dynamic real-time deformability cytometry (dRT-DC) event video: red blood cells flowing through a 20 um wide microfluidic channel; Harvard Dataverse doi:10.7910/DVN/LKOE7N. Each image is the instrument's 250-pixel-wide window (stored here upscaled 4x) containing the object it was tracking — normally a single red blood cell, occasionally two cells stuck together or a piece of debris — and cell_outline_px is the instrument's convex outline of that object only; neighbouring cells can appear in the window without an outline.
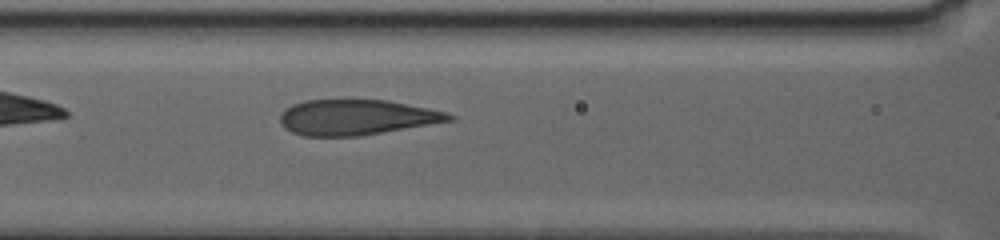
{"species": "human", "species_latin": "Homo sapiens", "temperature_condition": "warm", "stored_images_in_passage": 26, "camera_frame_rate_fps": 3000, "um_per_image_px": 0.085, "donor": {"sex": "female"}, "frame": {"image": 1, "passage_image": 6, "time_ms": 3.333, "image_size_px": [1000, 240], "cell_outline_px": [[456, 120], [360, 136], [304, 136], [292, 132], [284, 128], [280, 124], [280, 116], [284, 108], [292, 104], [304, 100], [388, 100], [448, 112], [456, 116]], "centroid_in_image_um": [30.31, 9.97], "position_along_channel_um": 136.3, "area_um2": 35.14}}
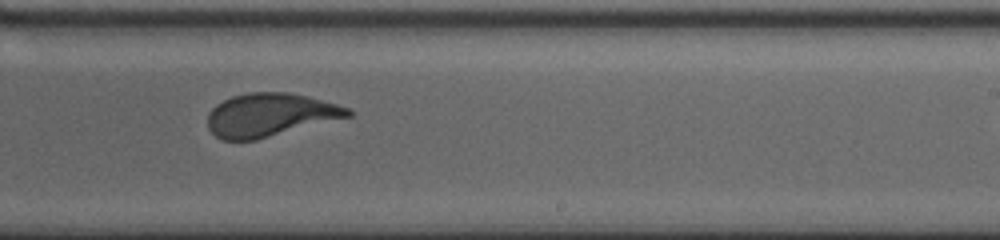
{"frame": {"image": 2, "passage_image": 12, "time_ms": 7.667, "image_size_px": [1000, 240], "cell_outline_px": [[352, 116], [256, 140], [224, 140], [216, 136], [208, 128], [208, 112], [216, 104], [232, 96], [248, 92], [288, 92], [308, 96], [352, 108]], "centroid_in_image_um": [22.97, 9.76], "position_along_channel_um": 266.0, "area_um2": 35.49}}
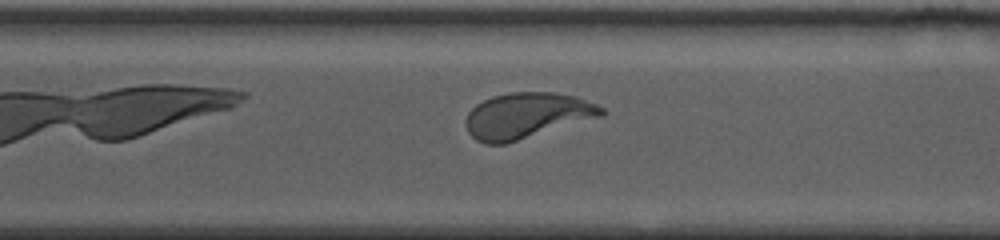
{"frame": {"image": 3, "passage_image": 15, "time_ms": 9.667, "image_size_px": [1000, 240], "cell_outline_px": [[604, 116], [504, 144], [484, 144], [476, 140], [468, 132], [464, 120], [468, 112], [476, 104], [492, 96], [508, 92], [552, 92], [576, 96], [596, 104], [604, 108]], "centroid_in_image_um": [44.77, 9.82], "position_along_channel_um": 325.8, "area_um2": 36.3}}